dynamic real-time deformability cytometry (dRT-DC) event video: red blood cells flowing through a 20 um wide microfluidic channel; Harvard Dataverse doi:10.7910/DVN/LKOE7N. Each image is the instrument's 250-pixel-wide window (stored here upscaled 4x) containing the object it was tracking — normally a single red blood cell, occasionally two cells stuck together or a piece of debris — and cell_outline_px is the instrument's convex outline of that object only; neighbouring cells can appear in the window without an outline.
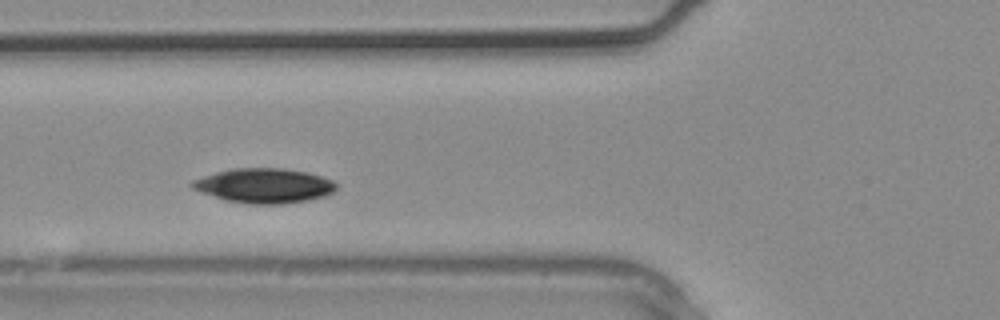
{"species": "common noctule bat (a hibernating species)", "species_latin": "Nyctalus noctula", "temperature_condition": "warm", "stored_images_in_passage": 3, "camera_frame_rate_fps": 3000, "um_per_image_px": 0.085, "animal": {"sex": "male", "body_mass_g": 20.4}, "frame": {"image": 1, "passage_image": 3, "time_ms": 0.667, "image_size_px": [1000, 320], "cell_outline_px": [[336, 188], [332, 192], [324, 196], [304, 200], [280, 204], [252, 204], [228, 200], [192, 188], [188, 184], [192, 180], [216, 172], [232, 168], [280, 168], [308, 172], [332, 180], [336, 184]], "centroid_in_image_um": [22.45, 15.76], "position_along_channel_um": 103.4, "area_um2": 28.61}}